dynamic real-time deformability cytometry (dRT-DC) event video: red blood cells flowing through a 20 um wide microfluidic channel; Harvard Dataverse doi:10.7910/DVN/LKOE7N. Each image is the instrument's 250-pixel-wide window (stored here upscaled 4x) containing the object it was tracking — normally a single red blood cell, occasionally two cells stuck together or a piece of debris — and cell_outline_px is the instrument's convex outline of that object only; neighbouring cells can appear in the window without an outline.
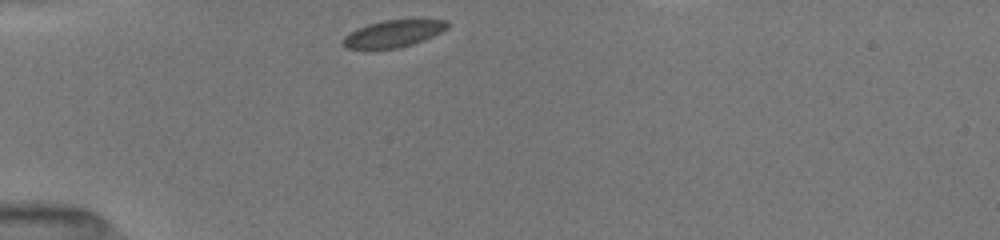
{"species": "common noctule bat (a hibernating species)", "species_latin": "Nyctalus noctula", "temperature_condition": "room temperature", "stored_images_in_passage": 20, "camera_frame_rate_fps": 3000, "um_per_image_px": 0.085, "animal": {"sex": "female", "body_mass_g": 19.5, "forearm_length_mm": 54.1}, "frame": {"image": 1, "passage_image": 1, "time_ms": 0.0, "image_size_px": [1000, 240], "cell_outline_px": [[448, 28], [424, 40], [412, 44], [396, 48], [348, 48], [340, 40], [344, 36], [356, 28], [368, 24], [384, 20], [448, 20]], "centroid_in_image_um": [33.41, 2.85], "position_along_channel_um": 51.6, "area_um2": 16.13}}
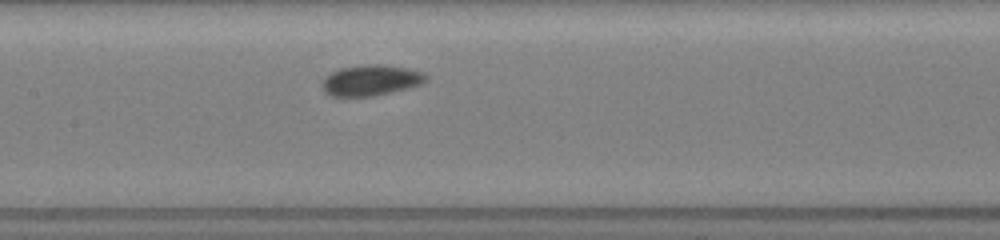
{"frame": {"image": 2, "passage_image": 10, "time_ms": 3.667, "image_size_px": [1000, 240], "cell_outline_px": [[428, 80], [420, 84], [408, 88], [392, 92], [372, 96], [332, 96], [324, 92], [320, 84], [324, 76], [340, 68], [364, 64], [380, 64], [408, 68], [424, 72], [428, 76]], "centroid_in_image_um": [31.51, 6.81], "position_along_channel_um": 175.9, "area_um2": 18.84}}
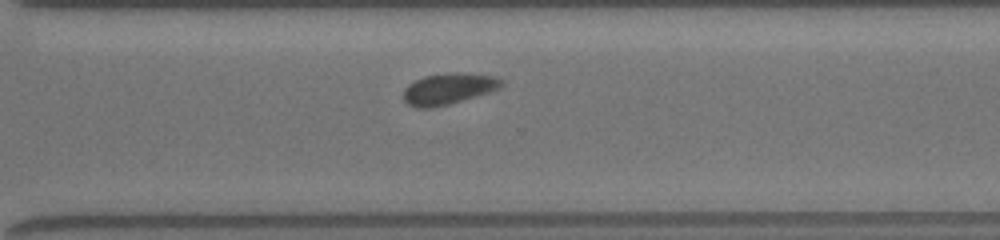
{"frame": {"image": 3, "passage_image": 20, "time_ms": 7.667, "image_size_px": [1000, 240], "cell_outline_px": [[504, 84], [500, 88], [488, 92], [448, 104], [432, 108], [416, 108], [408, 104], [404, 100], [404, 88], [408, 84], [424, 76], [448, 72], [464, 72], [496, 76], [504, 80]], "centroid_in_image_um": [38.13, 7.52], "position_along_channel_um": 332.5, "area_um2": 17.92}}